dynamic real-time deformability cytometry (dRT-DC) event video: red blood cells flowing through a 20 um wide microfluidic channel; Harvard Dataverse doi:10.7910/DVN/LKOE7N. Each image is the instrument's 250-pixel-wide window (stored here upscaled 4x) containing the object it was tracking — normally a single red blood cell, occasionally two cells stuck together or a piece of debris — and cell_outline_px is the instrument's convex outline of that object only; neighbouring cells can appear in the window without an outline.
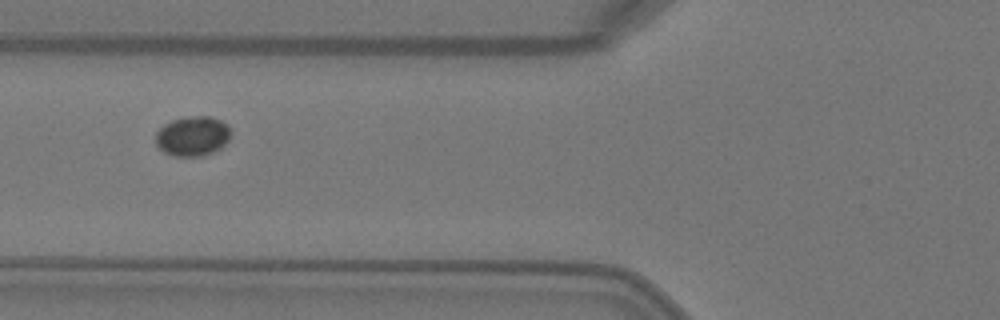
{"species": "Egyptian fruit bat (a non-hibernating species)", "species_latin": "Rousettus aegyptiacus", "temperature_condition": "warm", "stored_images_in_passage": 5, "camera_frame_rate_fps": 3000, "um_per_image_px": 0.085, "animal": {"sex": "female"}, "frame": {"image": 1, "passage_image": 3, "time_ms": 0.667, "image_size_px": [1000, 320], "cell_outline_px": [[232, 136], [220, 148], [212, 152], [200, 156], [172, 156], [164, 152], [156, 144], [156, 132], [164, 124], [172, 120], [196, 116], [212, 116], [228, 124], [232, 132]], "centroid_in_image_um": [16.4, 11.56], "position_along_channel_um": 109.4, "area_um2": 17.46}}
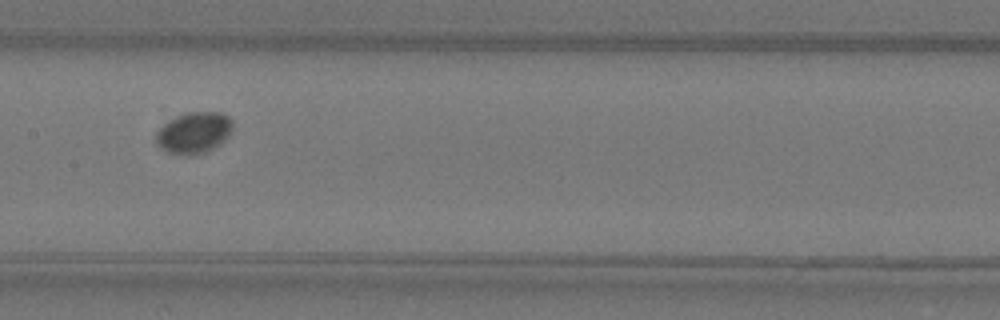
{"frame": {"image": 2, "passage_image": 5, "time_ms": 1.333, "image_size_px": [1000, 320], "cell_outline_px": [[232, 128], [228, 136], [220, 144], [204, 152], [188, 156], [168, 152], [160, 148], [156, 144], [156, 132], [168, 120], [176, 116], [188, 112], [220, 112], [228, 116], [232, 120]], "centroid_in_image_um": [16.47, 11.28], "position_along_channel_um": 190.9, "area_um2": 18.44}}